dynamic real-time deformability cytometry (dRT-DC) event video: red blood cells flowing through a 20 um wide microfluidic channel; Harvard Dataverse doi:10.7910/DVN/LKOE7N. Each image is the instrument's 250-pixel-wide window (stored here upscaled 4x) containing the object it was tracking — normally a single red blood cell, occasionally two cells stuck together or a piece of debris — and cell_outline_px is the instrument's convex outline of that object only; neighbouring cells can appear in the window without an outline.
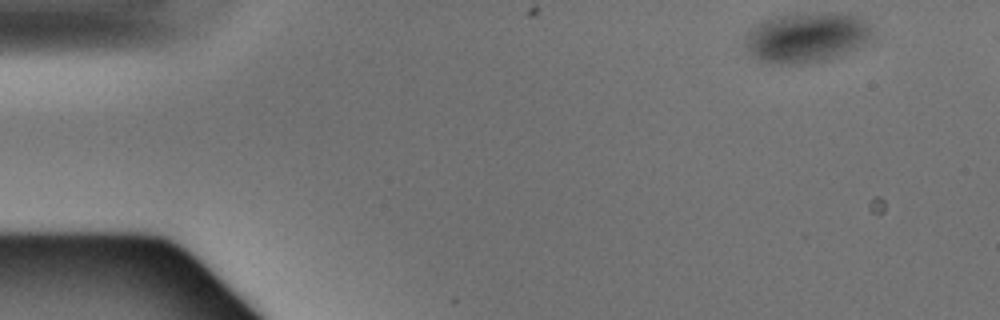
{"species": "Egyptian fruit bat (a non-hibernating species)", "species_latin": "Rousettus aegyptiacus", "temperature_condition": "warm", "stored_images_in_passage": 4, "camera_frame_rate_fps": 3000, "um_per_image_px": 0.085, "animal": {"sex": "male"}, "frame": {"image": 1, "passage_image": 1, "time_ms": 0.0, "image_size_px": [1000, 320], "cell_outline_px": [[872, 44], [840, 56], [828, 60], [808, 64], [768, 64], [756, 60], [744, 48], [744, 36], [756, 24], [764, 20], [780, 16], [820, 12], [840, 12], [860, 16], [872, 24]], "centroid_in_image_um": [68.63, 3.21], "position_along_channel_um": 16.4, "area_um2": 38.61}}